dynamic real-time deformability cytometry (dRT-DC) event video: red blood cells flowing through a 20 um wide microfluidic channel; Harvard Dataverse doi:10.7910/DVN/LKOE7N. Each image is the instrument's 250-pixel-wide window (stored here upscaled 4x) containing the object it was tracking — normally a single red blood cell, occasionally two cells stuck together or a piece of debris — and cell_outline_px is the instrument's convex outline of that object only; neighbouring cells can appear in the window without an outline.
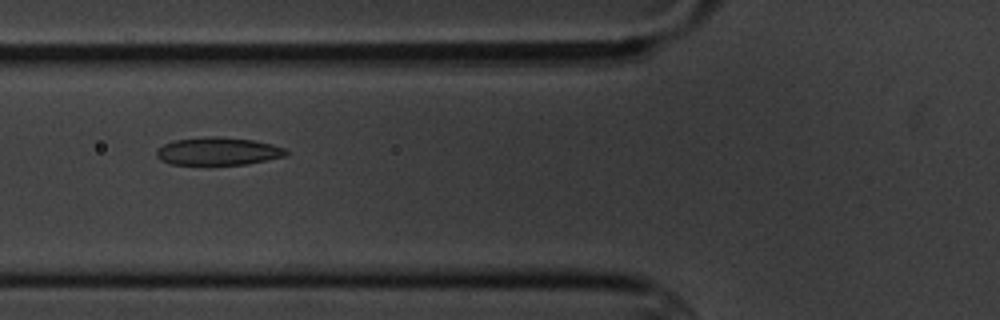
{"species": "common noctule bat (a hibernating species)", "species_latin": "Nyctalus noctula", "temperature_condition": "cold", "stored_images_in_passage": 12, "camera_frame_rate_fps": 3000, "um_per_image_px": 0.085, "animal": {"sex": "male", "body_mass_g": 20.1, "forearm_length_mm": 53.5}, "frame": {"image": 1, "passage_image": 3, "time_ms": 2.333, "image_size_px": [1000, 320], "cell_outline_px": [[288, 152], [284, 156], [248, 164], [172, 164], [160, 160], [156, 156], [156, 148], [164, 144], [176, 140], [204, 136], [220, 136], [252, 140], [272, 144], [284, 148]], "centroid_in_image_um": [18.5, 12.84], "position_along_channel_um": 107.3, "area_um2": 20.92}}
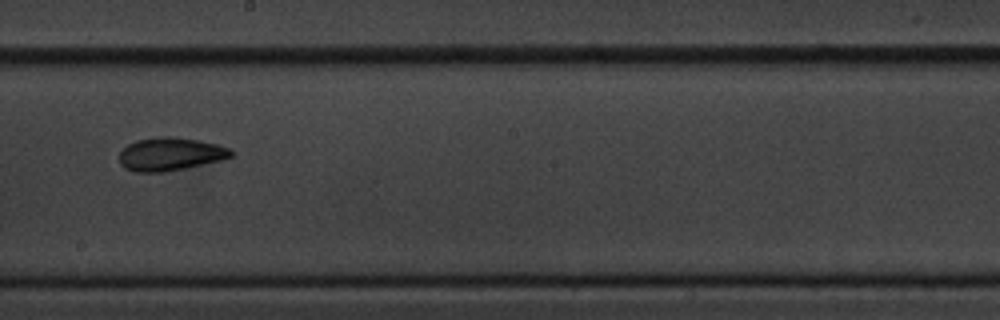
{"frame": {"image": 2, "passage_image": 6, "time_ms": 6.0, "image_size_px": [1000, 320], "cell_outline_px": [[236, 152], [232, 156], [220, 160], [184, 168], [164, 172], [136, 172], [124, 168], [120, 164], [120, 152], [128, 144], [136, 140], [160, 136], [172, 136], [196, 140], [216, 144], [232, 148]], "centroid_in_image_um": [14.48, 13.09], "position_along_channel_um": 233.7, "area_um2": 21.56}}
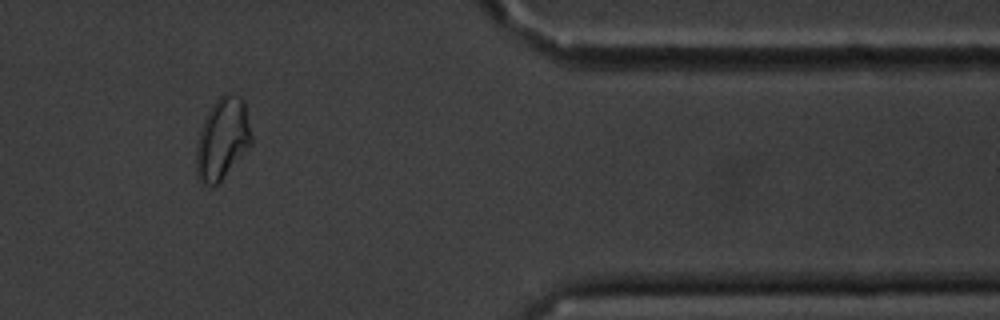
{"frame": {"image": 3, "passage_image": 10, "time_ms": 11.333, "image_size_px": [1000, 320], "cell_outline_px": [[252, 144], [224, 176], [212, 188], [200, 184], [196, 176], [196, 148], [200, 128], [212, 104], [224, 92], [228, 92], [240, 96], [244, 100], [252, 136]], "centroid_in_image_um": [18.89, 11.8], "position_along_channel_um": 392.5, "area_um2": 26.47}, "authors_computed_cell_mechanics": {"area_um2": 21.5594, "velocity_mm_per_s": 3.4418, "shape_relaxation_time_tau1_ms": 5.2845, "shape_relaxation_time_tau2_ms": 2.8294, "deformation_change_tau1": 0.1197, "deformation_change_tau2": 0.0882}}